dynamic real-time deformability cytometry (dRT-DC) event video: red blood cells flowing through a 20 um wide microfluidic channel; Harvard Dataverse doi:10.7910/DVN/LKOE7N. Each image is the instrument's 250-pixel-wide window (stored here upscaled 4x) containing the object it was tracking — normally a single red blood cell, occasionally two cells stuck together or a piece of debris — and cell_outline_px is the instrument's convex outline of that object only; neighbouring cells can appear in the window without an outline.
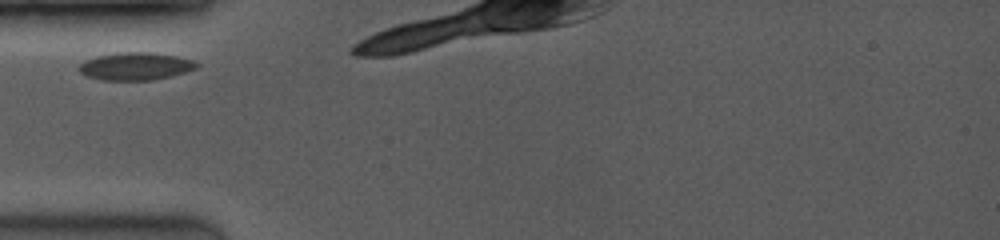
{"species": "common noctule bat (a hibernating species)", "species_latin": "Nyctalus noctula", "temperature_condition": "room temperature", "stored_images_in_passage": 2, "camera_frame_rate_fps": 3500, "um_per_image_px": 0.085, "animal": {"sex": "female", "body_mass_g": 19.0, "forearm_length_mm": 53.3}, "frame": {"image": 1, "passage_image": 1, "time_ms": 0.0, "image_size_px": [1000, 240], "cell_outline_px": [[200, 64], [196, 68], [184, 72], [152, 80], [100, 80], [88, 76], [80, 72], [76, 68], [84, 60], [96, 56], [124, 52], [152, 52], [176, 56], [196, 60]], "centroid_in_image_um": [11.51, 5.62], "position_along_channel_um": 73.5, "area_um2": 18.96}}